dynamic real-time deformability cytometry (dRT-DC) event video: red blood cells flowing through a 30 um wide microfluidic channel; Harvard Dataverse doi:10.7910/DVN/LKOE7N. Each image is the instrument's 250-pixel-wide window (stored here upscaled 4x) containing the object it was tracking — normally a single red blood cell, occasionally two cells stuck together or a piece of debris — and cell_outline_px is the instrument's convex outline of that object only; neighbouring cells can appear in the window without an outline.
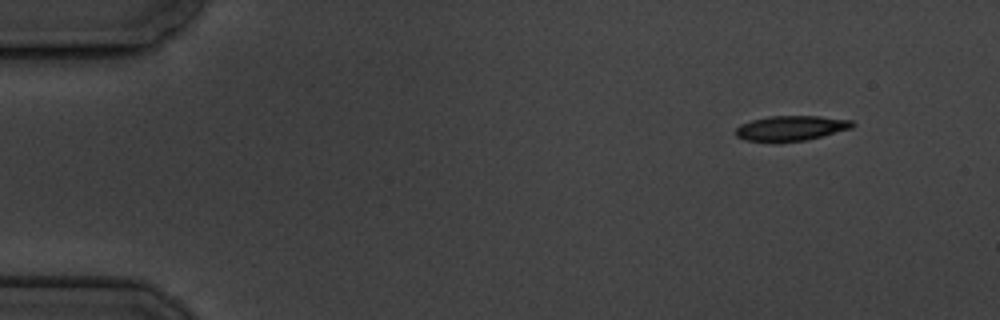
{"species": "common noctule bat (a hibernating species)", "species_latin": "Nyctalus noctula", "temperature_condition": "cold", "stored_images_in_passage": 4, "camera_frame_rate_fps": 3000, "um_per_image_px": 0.085, "animal": {"sex": "male", "body_mass_g": 19.5, "forearm_length_mm": 54.6}, "frame": {"image": 1, "passage_image": 1, "time_ms": 0.0, "image_size_px": [1000, 320], "cell_outline_px": [[856, 124], [852, 128], [824, 136], [808, 140], [744, 140], [736, 136], [736, 128], [740, 124], [752, 120], [772, 116], [820, 116], [852, 120]], "centroid_in_image_um": [67.3, 10.87], "position_along_channel_um": 17.7, "area_um2": 16.7}}
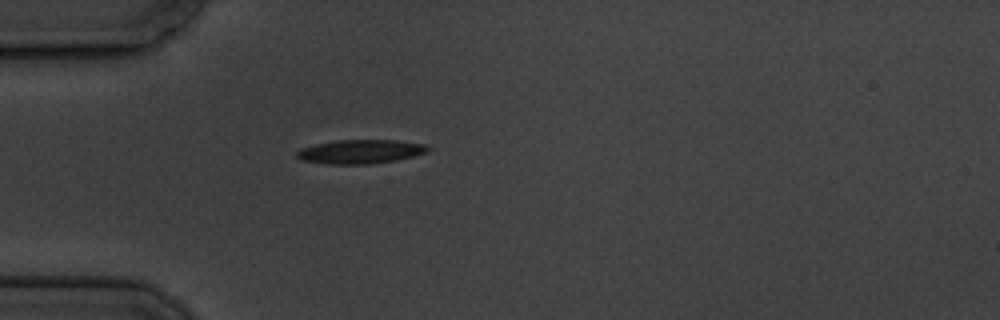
{"frame": {"image": 2, "passage_image": 4, "time_ms": 3.667, "image_size_px": [1000, 320], "cell_outline_px": [[432, 148], [428, 152], [396, 160], [368, 164], [324, 164], [300, 160], [296, 156], [296, 152], [300, 148], [316, 144], [336, 140], [396, 140], [424, 144]], "centroid_in_image_um": [30.61, 12.89], "position_along_channel_um": 54.4, "area_um2": 18.38}}